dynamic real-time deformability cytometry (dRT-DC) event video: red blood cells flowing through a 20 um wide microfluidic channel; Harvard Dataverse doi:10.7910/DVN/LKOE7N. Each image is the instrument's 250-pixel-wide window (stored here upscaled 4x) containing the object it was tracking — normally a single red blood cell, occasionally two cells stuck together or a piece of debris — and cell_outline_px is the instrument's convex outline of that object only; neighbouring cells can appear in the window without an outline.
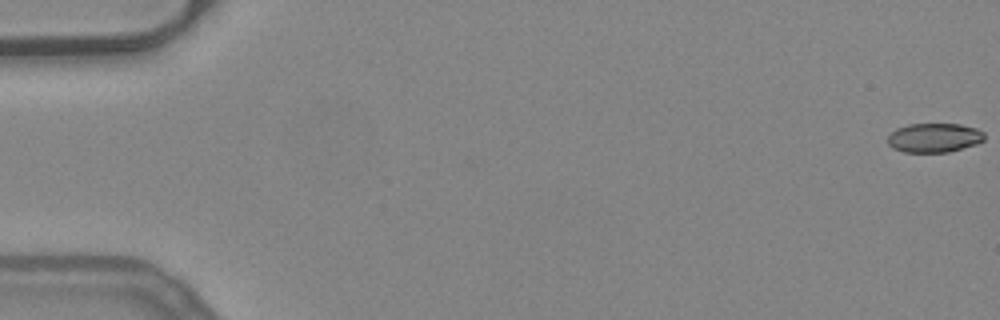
{"species": "common noctule bat (a hibernating species)", "species_latin": "Nyctalus noctula", "temperature_condition": "warm", "stored_images_in_passage": 25, "camera_frame_rate_fps": 3000, "um_per_image_px": 0.085, "animal": {"sex": "female", "body_mass_g": 24.6, "forearm_length_mm": 56.2}, "frame": {"image": 1, "passage_image": 1, "time_ms": 0.0, "image_size_px": [1000, 320], "cell_outline_px": [[984, 140], [976, 144], [948, 152], [904, 152], [892, 148], [888, 144], [888, 136], [896, 128], [908, 124], [960, 124], [976, 128], [984, 132]], "centroid_in_image_um": [79.39, 11.7], "position_along_channel_um": 5.6, "area_um2": 16.47}}
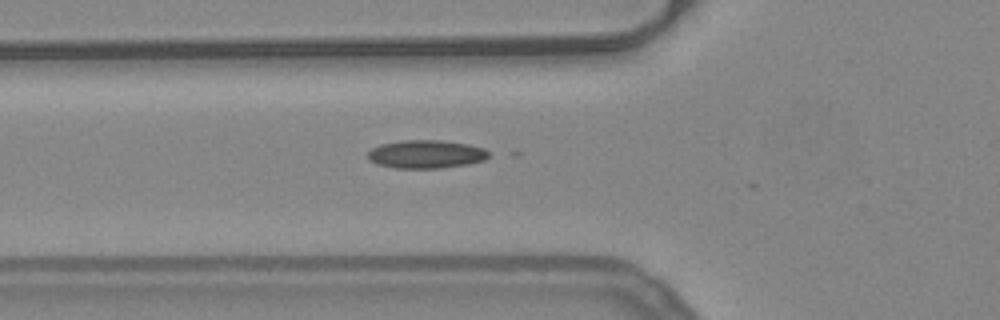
{"frame": {"image": 2, "passage_image": 20, "time_ms": 6.333, "image_size_px": [1000, 320], "cell_outline_px": [[488, 156], [484, 160], [468, 164], [440, 168], [396, 168], [376, 164], [368, 160], [368, 152], [372, 148], [380, 144], [404, 140], [440, 140], [468, 144], [484, 148], [488, 152]], "centroid_in_image_um": [36.19, 13.1], "position_along_channel_um": 89.6, "area_um2": 19.88}}
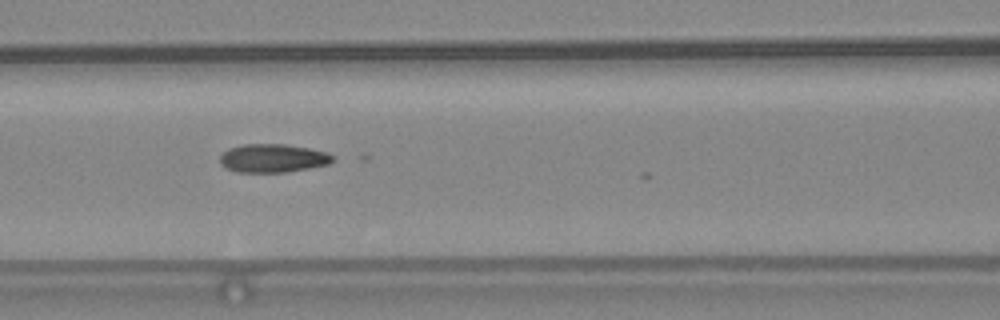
{"frame": {"image": 3, "passage_image": 24, "time_ms": 7.667, "image_size_px": [1000, 320], "cell_outline_px": [[336, 160], [328, 164], [308, 168], [284, 172], [236, 172], [224, 168], [220, 164], [220, 156], [228, 148], [244, 144], [284, 144], [308, 148], [324, 152], [336, 156]], "centroid_in_image_um": [23.17, 13.45], "position_along_channel_um": 143.4, "area_um2": 18.73}}